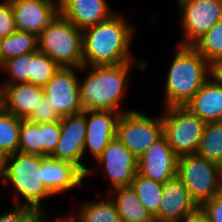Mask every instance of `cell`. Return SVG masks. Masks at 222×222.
Segmentation results:
<instances>
[{
    "label": "cell",
    "mask_w": 222,
    "mask_h": 222,
    "mask_svg": "<svg viewBox=\"0 0 222 222\" xmlns=\"http://www.w3.org/2000/svg\"><path fill=\"white\" fill-rule=\"evenodd\" d=\"M136 27L122 14L83 30V66L118 65L135 62L130 48Z\"/></svg>",
    "instance_id": "6da1fadb"
},
{
    "label": "cell",
    "mask_w": 222,
    "mask_h": 222,
    "mask_svg": "<svg viewBox=\"0 0 222 222\" xmlns=\"http://www.w3.org/2000/svg\"><path fill=\"white\" fill-rule=\"evenodd\" d=\"M133 62L118 65L82 66L87 71L83 80L79 79L80 102L83 111H131L120 108L125 90L131 83ZM88 68V69H87Z\"/></svg>",
    "instance_id": "7a4b0ae2"
},
{
    "label": "cell",
    "mask_w": 222,
    "mask_h": 222,
    "mask_svg": "<svg viewBox=\"0 0 222 222\" xmlns=\"http://www.w3.org/2000/svg\"><path fill=\"white\" fill-rule=\"evenodd\" d=\"M164 84L163 108L184 106L211 77L212 65L192 46L177 45Z\"/></svg>",
    "instance_id": "3957f363"
},
{
    "label": "cell",
    "mask_w": 222,
    "mask_h": 222,
    "mask_svg": "<svg viewBox=\"0 0 222 222\" xmlns=\"http://www.w3.org/2000/svg\"><path fill=\"white\" fill-rule=\"evenodd\" d=\"M44 156L14 153L6 158L2 182L13 187L15 205L33 209L37 214L48 213L44 199L52 196L42 183V158ZM22 198L21 200H19Z\"/></svg>",
    "instance_id": "277c9868"
},
{
    "label": "cell",
    "mask_w": 222,
    "mask_h": 222,
    "mask_svg": "<svg viewBox=\"0 0 222 222\" xmlns=\"http://www.w3.org/2000/svg\"><path fill=\"white\" fill-rule=\"evenodd\" d=\"M83 30L58 14L37 36L38 51L60 67L83 66Z\"/></svg>",
    "instance_id": "5b68a950"
},
{
    "label": "cell",
    "mask_w": 222,
    "mask_h": 222,
    "mask_svg": "<svg viewBox=\"0 0 222 222\" xmlns=\"http://www.w3.org/2000/svg\"><path fill=\"white\" fill-rule=\"evenodd\" d=\"M177 177L199 208L222 192V167L197 154L178 157Z\"/></svg>",
    "instance_id": "8992f818"
},
{
    "label": "cell",
    "mask_w": 222,
    "mask_h": 222,
    "mask_svg": "<svg viewBox=\"0 0 222 222\" xmlns=\"http://www.w3.org/2000/svg\"><path fill=\"white\" fill-rule=\"evenodd\" d=\"M163 109V135L173 152L178 157L196 154L206 123L186 106H169Z\"/></svg>",
    "instance_id": "52a82bcc"
},
{
    "label": "cell",
    "mask_w": 222,
    "mask_h": 222,
    "mask_svg": "<svg viewBox=\"0 0 222 222\" xmlns=\"http://www.w3.org/2000/svg\"><path fill=\"white\" fill-rule=\"evenodd\" d=\"M155 117L131 110L118 118L116 136L137 158L163 136L162 115Z\"/></svg>",
    "instance_id": "ba28073f"
},
{
    "label": "cell",
    "mask_w": 222,
    "mask_h": 222,
    "mask_svg": "<svg viewBox=\"0 0 222 222\" xmlns=\"http://www.w3.org/2000/svg\"><path fill=\"white\" fill-rule=\"evenodd\" d=\"M184 33L180 45H193L222 18V0H176Z\"/></svg>",
    "instance_id": "9c48e42d"
},
{
    "label": "cell",
    "mask_w": 222,
    "mask_h": 222,
    "mask_svg": "<svg viewBox=\"0 0 222 222\" xmlns=\"http://www.w3.org/2000/svg\"><path fill=\"white\" fill-rule=\"evenodd\" d=\"M60 139L51 158L67 161L77 166L87 177L96 173L94 166L83 163L84 143L86 139V111L65 116L60 119Z\"/></svg>",
    "instance_id": "30bf717a"
},
{
    "label": "cell",
    "mask_w": 222,
    "mask_h": 222,
    "mask_svg": "<svg viewBox=\"0 0 222 222\" xmlns=\"http://www.w3.org/2000/svg\"><path fill=\"white\" fill-rule=\"evenodd\" d=\"M78 71L81 67H60L43 87L45 97L60 118L83 112Z\"/></svg>",
    "instance_id": "8fae6325"
},
{
    "label": "cell",
    "mask_w": 222,
    "mask_h": 222,
    "mask_svg": "<svg viewBox=\"0 0 222 222\" xmlns=\"http://www.w3.org/2000/svg\"><path fill=\"white\" fill-rule=\"evenodd\" d=\"M105 171L113 190L129 187L138 172V158L116 136L95 161Z\"/></svg>",
    "instance_id": "7c38bea8"
},
{
    "label": "cell",
    "mask_w": 222,
    "mask_h": 222,
    "mask_svg": "<svg viewBox=\"0 0 222 222\" xmlns=\"http://www.w3.org/2000/svg\"><path fill=\"white\" fill-rule=\"evenodd\" d=\"M16 30L36 34L48 26L59 14L60 1L10 0Z\"/></svg>",
    "instance_id": "4fadbf2b"
},
{
    "label": "cell",
    "mask_w": 222,
    "mask_h": 222,
    "mask_svg": "<svg viewBox=\"0 0 222 222\" xmlns=\"http://www.w3.org/2000/svg\"><path fill=\"white\" fill-rule=\"evenodd\" d=\"M178 156L163 135L138 158V173L158 183L177 176Z\"/></svg>",
    "instance_id": "5bb4252c"
},
{
    "label": "cell",
    "mask_w": 222,
    "mask_h": 222,
    "mask_svg": "<svg viewBox=\"0 0 222 222\" xmlns=\"http://www.w3.org/2000/svg\"><path fill=\"white\" fill-rule=\"evenodd\" d=\"M199 211L184 183L177 177L163 184L158 222H184Z\"/></svg>",
    "instance_id": "9a60e30c"
},
{
    "label": "cell",
    "mask_w": 222,
    "mask_h": 222,
    "mask_svg": "<svg viewBox=\"0 0 222 222\" xmlns=\"http://www.w3.org/2000/svg\"><path fill=\"white\" fill-rule=\"evenodd\" d=\"M121 115L116 111H86L85 152H89L96 161L113 138L116 137L117 122ZM89 150V151H87Z\"/></svg>",
    "instance_id": "2e32d148"
},
{
    "label": "cell",
    "mask_w": 222,
    "mask_h": 222,
    "mask_svg": "<svg viewBox=\"0 0 222 222\" xmlns=\"http://www.w3.org/2000/svg\"><path fill=\"white\" fill-rule=\"evenodd\" d=\"M85 174L70 162L54 158H42V183L52 195H58L84 185Z\"/></svg>",
    "instance_id": "e0dca14e"
},
{
    "label": "cell",
    "mask_w": 222,
    "mask_h": 222,
    "mask_svg": "<svg viewBox=\"0 0 222 222\" xmlns=\"http://www.w3.org/2000/svg\"><path fill=\"white\" fill-rule=\"evenodd\" d=\"M107 0H60L59 14L84 30L105 21L115 13Z\"/></svg>",
    "instance_id": "ac0fdd59"
},
{
    "label": "cell",
    "mask_w": 222,
    "mask_h": 222,
    "mask_svg": "<svg viewBox=\"0 0 222 222\" xmlns=\"http://www.w3.org/2000/svg\"><path fill=\"white\" fill-rule=\"evenodd\" d=\"M44 96V88L32 83L0 85V105L21 119H26Z\"/></svg>",
    "instance_id": "d6986e66"
},
{
    "label": "cell",
    "mask_w": 222,
    "mask_h": 222,
    "mask_svg": "<svg viewBox=\"0 0 222 222\" xmlns=\"http://www.w3.org/2000/svg\"><path fill=\"white\" fill-rule=\"evenodd\" d=\"M184 106L205 123L222 121V85L211 75Z\"/></svg>",
    "instance_id": "ffe728a7"
},
{
    "label": "cell",
    "mask_w": 222,
    "mask_h": 222,
    "mask_svg": "<svg viewBox=\"0 0 222 222\" xmlns=\"http://www.w3.org/2000/svg\"><path fill=\"white\" fill-rule=\"evenodd\" d=\"M109 194L122 222H155L131 186L114 188L109 190Z\"/></svg>",
    "instance_id": "44dd1931"
},
{
    "label": "cell",
    "mask_w": 222,
    "mask_h": 222,
    "mask_svg": "<svg viewBox=\"0 0 222 222\" xmlns=\"http://www.w3.org/2000/svg\"><path fill=\"white\" fill-rule=\"evenodd\" d=\"M78 213L65 216L72 222H122L115 203L108 197L83 203Z\"/></svg>",
    "instance_id": "7402d4cb"
},
{
    "label": "cell",
    "mask_w": 222,
    "mask_h": 222,
    "mask_svg": "<svg viewBox=\"0 0 222 222\" xmlns=\"http://www.w3.org/2000/svg\"><path fill=\"white\" fill-rule=\"evenodd\" d=\"M130 186L137 194L141 204L147 209L155 222H158V210L162 199L163 183L155 182L137 172Z\"/></svg>",
    "instance_id": "603a6c76"
},
{
    "label": "cell",
    "mask_w": 222,
    "mask_h": 222,
    "mask_svg": "<svg viewBox=\"0 0 222 222\" xmlns=\"http://www.w3.org/2000/svg\"><path fill=\"white\" fill-rule=\"evenodd\" d=\"M34 51H38L37 35L16 30L11 35L0 39V66L7 59Z\"/></svg>",
    "instance_id": "cb8c5ba5"
},
{
    "label": "cell",
    "mask_w": 222,
    "mask_h": 222,
    "mask_svg": "<svg viewBox=\"0 0 222 222\" xmlns=\"http://www.w3.org/2000/svg\"><path fill=\"white\" fill-rule=\"evenodd\" d=\"M196 154L222 167V121L205 124Z\"/></svg>",
    "instance_id": "d4e9b609"
},
{
    "label": "cell",
    "mask_w": 222,
    "mask_h": 222,
    "mask_svg": "<svg viewBox=\"0 0 222 222\" xmlns=\"http://www.w3.org/2000/svg\"><path fill=\"white\" fill-rule=\"evenodd\" d=\"M21 120L0 105V150L6 156L18 152Z\"/></svg>",
    "instance_id": "484cf974"
},
{
    "label": "cell",
    "mask_w": 222,
    "mask_h": 222,
    "mask_svg": "<svg viewBox=\"0 0 222 222\" xmlns=\"http://www.w3.org/2000/svg\"><path fill=\"white\" fill-rule=\"evenodd\" d=\"M211 65L222 58V18L192 45Z\"/></svg>",
    "instance_id": "4316f807"
},
{
    "label": "cell",
    "mask_w": 222,
    "mask_h": 222,
    "mask_svg": "<svg viewBox=\"0 0 222 222\" xmlns=\"http://www.w3.org/2000/svg\"><path fill=\"white\" fill-rule=\"evenodd\" d=\"M31 68L32 52L5 60L0 66V71L3 72V75H8L9 80L7 79L3 84L0 81V85L30 83Z\"/></svg>",
    "instance_id": "83f0119b"
},
{
    "label": "cell",
    "mask_w": 222,
    "mask_h": 222,
    "mask_svg": "<svg viewBox=\"0 0 222 222\" xmlns=\"http://www.w3.org/2000/svg\"><path fill=\"white\" fill-rule=\"evenodd\" d=\"M18 152L42 156L41 124L21 120Z\"/></svg>",
    "instance_id": "f1b7e54d"
},
{
    "label": "cell",
    "mask_w": 222,
    "mask_h": 222,
    "mask_svg": "<svg viewBox=\"0 0 222 222\" xmlns=\"http://www.w3.org/2000/svg\"><path fill=\"white\" fill-rule=\"evenodd\" d=\"M59 68L60 66L46 54L40 51L32 52L30 83L44 87Z\"/></svg>",
    "instance_id": "f546056e"
},
{
    "label": "cell",
    "mask_w": 222,
    "mask_h": 222,
    "mask_svg": "<svg viewBox=\"0 0 222 222\" xmlns=\"http://www.w3.org/2000/svg\"><path fill=\"white\" fill-rule=\"evenodd\" d=\"M60 120L51 123H41L42 156H51L60 139Z\"/></svg>",
    "instance_id": "4dcf8cb0"
},
{
    "label": "cell",
    "mask_w": 222,
    "mask_h": 222,
    "mask_svg": "<svg viewBox=\"0 0 222 222\" xmlns=\"http://www.w3.org/2000/svg\"><path fill=\"white\" fill-rule=\"evenodd\" d=\"M61 118L57 115L53 106L44 96L38 105L32 110L30 115L26 118L31 122H35L38 124L41 123H51L55 121H59Z\"/></svg>",
    "instance_id": "1f68e13d"
},
{
    "label": "cell",
    "mask_w": 222,
    "mask_h": 222,
    "mask_svg": "<svg viewBox=\"0 0 222 222\" xmlns=\"http://www.w3.org/2000/svg\"><path fill=\"white\" fill-rule=\"evenodd\" d=\"M16 31L14 14L10 0L0 3V39L11 35Z\"/></svg>",
    "instance_id": "d6a6232c"
},
{
    "label": "cell",
    "mask_w": 222,
    "mask_h": 222,
    "mask_svg": "<svg viewBox=\"0 0 222 222\" xmlns=\"http://www.w3.org/2000/svg\"><path fill=\"white\" fill-rule=\"evenodd\" d=\"M37 213L23 205H15L0 214V222H29Z\"/></svg>",
    "instance_id": "836d02e7"
},
{
    "label": "cell",
    "mask_w": 222,
    "mask_h": 222,
    "mask_svg": "<svg viewBox=\"0 0 222 222\" xmlns=\"http://www.w3.org/2000/svg\"><path fill=\"white\" fill-rule=\"evenodd\" d=\"M199 210L213 222H222V192L205 202Z\"/></svg>",
    "instance_id": "e575fe53"
},
{
    "label": "cell",
    "mask_w": 222,
    "mask_h": 222,
    "mask_svg": "<svg viewBox=\"0 0 222 222\" xmlns=\"http://www.w3.org/2000/svg\"><path fill=\"white\" fill-rule=\"evenodd\" d=\"M211 75L222 85V58L212 64Z\"/></svg>",
    "instance_id": "d590c367"
},
{
    "label": "cell",
    "mask_w": 222,
    "mask_h": 222,
    "mask_svg": "<svg viewBox=\"0 0 222 222\" xmlns=\"http://www.w3.org/2000/svg\"><path fill=\"white\" fill-rule=\"evenodd\" d=\"M184 222H213V221H210L200 210L188 217Z\"/></svg>",
    "instance_id": "8d00e7d4"
},
{
    "label": "cell",
    "mask_w": 222,
    "mask_h": 222,
    "mask_svg": "<svg viewBox=\"0 0 222 222\" xmlns=\"http://www.w3.org/2000/svg\"><path fill=\"white\" fill-rule=\"evenodd\" d=\"M7 156L0 150V179H3L6 170Z\"/></svg>",
    "instance_id": "74e56055"
},
{
    "label": "cell",
    "mask_w": 222,
    "mask_h": 222,
    "mask_svg": "<svg viewBox=\"0 0 222 222\" xmlns=\"http://www.w3.org/2000/svg\"><path fill=\"white\" fill-rule=\"evenodd\" d=\"M47 215L48 213L36 214L29 222H50ZM52 222H56V220H52Z\"/></svg>",
    "instance_id": "f35d334b"
},
{
    "label": "cell",
    "mask_w": 222,
    "mask_h": 222,
    "mask_svg": "<svg viewBox=\"0 0 222 222\" xmlns=\"http://www.w3.org/2000/svg\"><path fill=\"white\" fill-rule=\"evenodd\" d=\"M56 222H72V221H70L65 215H63L62 218L60 219L57 218Z\"/></svg>",
    "instance_id": "ab89813d"
}]
</instances>
